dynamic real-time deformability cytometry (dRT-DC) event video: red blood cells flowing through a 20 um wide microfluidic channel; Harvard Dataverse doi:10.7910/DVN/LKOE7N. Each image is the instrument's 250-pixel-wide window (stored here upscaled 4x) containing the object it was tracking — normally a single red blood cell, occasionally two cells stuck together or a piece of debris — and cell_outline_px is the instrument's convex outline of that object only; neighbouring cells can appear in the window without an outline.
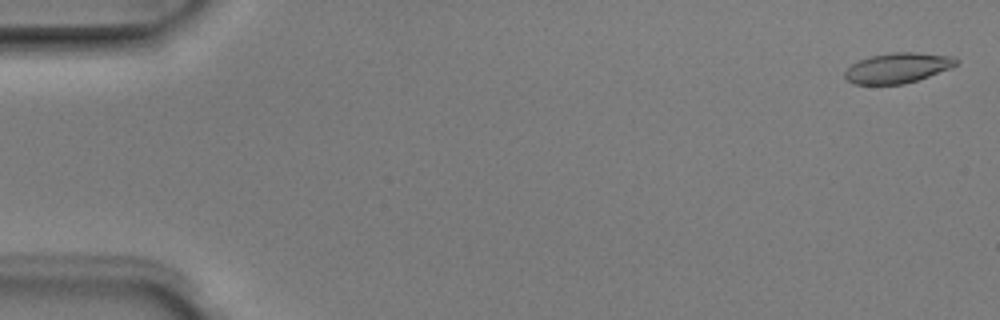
{"species": "Egyptian fruit bat (a non-hibernating species)", "species_latin": "Rousettus aegyptiacus", "temperature_condition": "room temperature", "stored_images_in_passage": 5, "camera_frame_rate_fps": 3000, "um_per_image_px": 0.085, "animal": {"sex": "male"}, "frame": {"image": 1, "passage_image": 1, "time_ms": 0.0, "image_size_px": [1000, 320], "cell_outline_px": [[960, 60], [952, 68], [904, 84], [852, 84], [844, 76], [844, 72], [852, 64], [860, 60], [872, 56], [892, 52], [916, 52], [956, 56]], "centroid_in_image_um": [76.35, 5.76], "position_along_channel_um": 8.7, "area_um2": 19.59}}
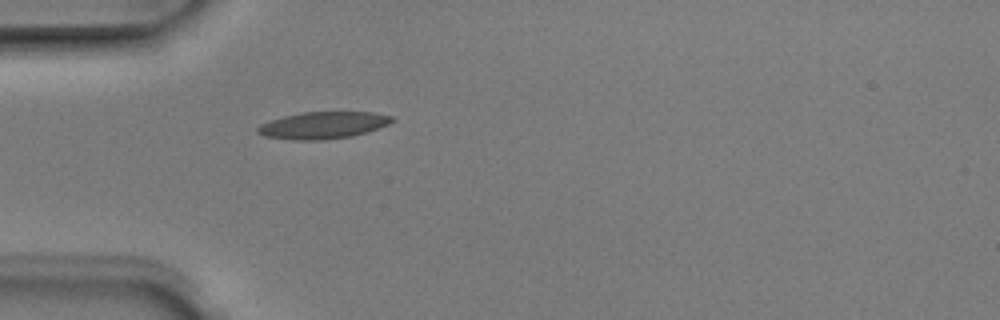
{"frame": {"image": 2, "passage_image": 5, "time_ms": 1.333, "image_size_px": [1000, 320], "cell_outline_px": [[396, 120], [388, 124], [352, 136], [324, 140], [292, 140], [264, 136], [256, 132], [256, 128], [260, 124], [284, 116], [300, 112], [372, 112], [392, 116]], "centroid_in_image_um": [27.43, 10.64], "position_along_channel_um": 57.6, "area_um2": 21.04}}